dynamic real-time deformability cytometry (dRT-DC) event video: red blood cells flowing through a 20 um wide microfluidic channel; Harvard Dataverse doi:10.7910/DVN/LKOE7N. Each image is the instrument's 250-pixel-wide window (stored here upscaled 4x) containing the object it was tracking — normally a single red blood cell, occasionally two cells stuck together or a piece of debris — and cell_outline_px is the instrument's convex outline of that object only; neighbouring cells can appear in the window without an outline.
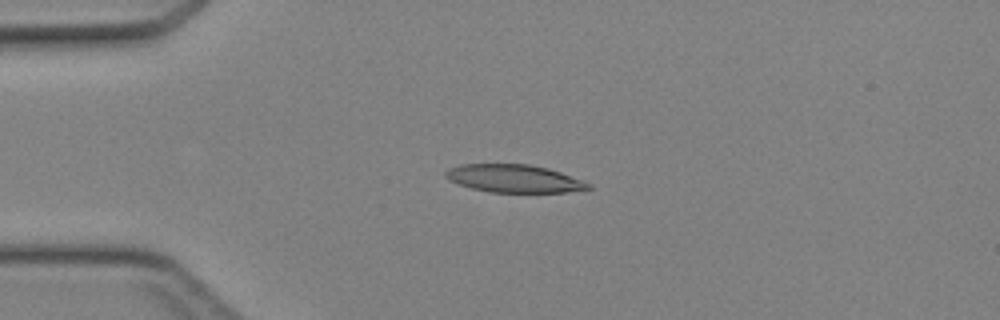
{"species": "Egyptian fruit bat (a non-hibernating species)", "species_latin": "Rousettus aegyptiacus", "temperature_condition": "cold", "stored_images_in_passage": 36, "camera_frame_rate_fps": 3000, "um_per_image_px": 0.085, "animal": {"sex": "female"}, "frame": {"image": 1, "passage_image": 2, "time_ms": 0.333, "image_size_px": [1000, 320], "cell_outline_px": [[592, 188], [568, 192], [488, 192], [472, 188], [448, 180], [444, 176], [444, 172], [448, 168], [460, 164], [528, 164], [548, 168], [584, 180], [592, 184]], "centroid_in_image_um": [43.7, 15.17], "position_along_channel_um": 41.3, "area_um2": 23.29}}
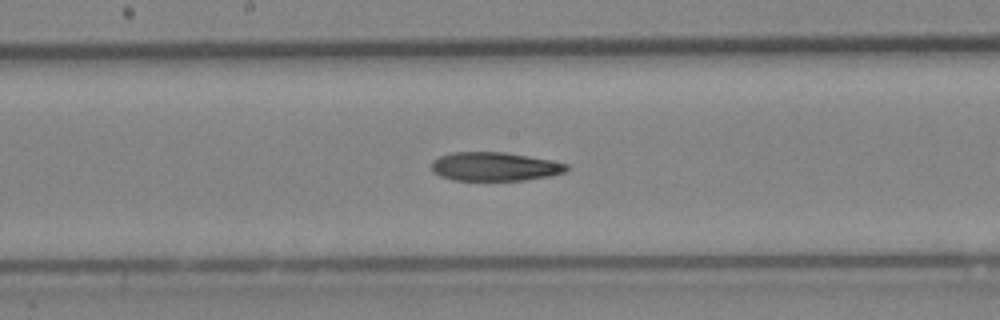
{"frame": {"image": 2, "passage_image": 15, "time_ms": 4.667, "image_size_px": [1000, 320], "cell_outline_px": [[568, 168], [564, 172], [548, 176], [524, 180], [452, 180], [440, 176], [432, 172], [432, 160], [440, 156], [452, 152], [504, 152], [548, 160], [568, 164]], "centroid_in_image_um": [41.99, 14.16], "position_along_channel_um": 206.2, "area_um2": 22.43}}
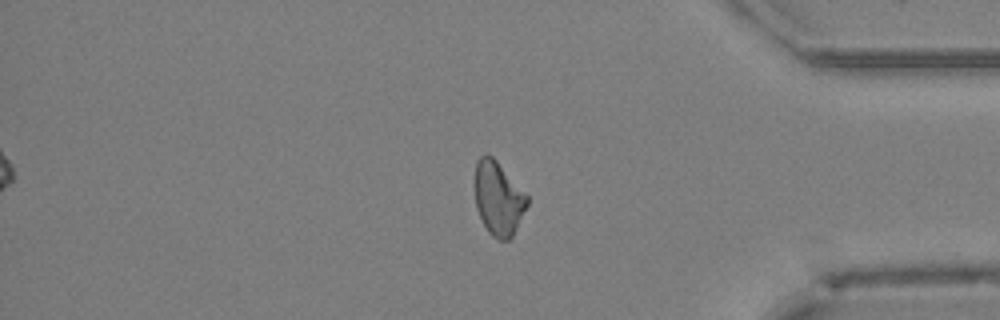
{"frame": {"image": 3, "passage_image": 29, "time_ms": 9.333, "image_size_px": [1000, 320], "cell_outline_px": [[528, 204], [512, 236], [508, 240], [500, 240], [492, 236], [488, 232], [476, 208], [476, 160], [480, 156], [492, 156], [496, 160], [528, 196]], "centroid_in_image_um": [42.37, 16.88], "position_along_channel_um": 392.8, "area_um2": 21.96}}